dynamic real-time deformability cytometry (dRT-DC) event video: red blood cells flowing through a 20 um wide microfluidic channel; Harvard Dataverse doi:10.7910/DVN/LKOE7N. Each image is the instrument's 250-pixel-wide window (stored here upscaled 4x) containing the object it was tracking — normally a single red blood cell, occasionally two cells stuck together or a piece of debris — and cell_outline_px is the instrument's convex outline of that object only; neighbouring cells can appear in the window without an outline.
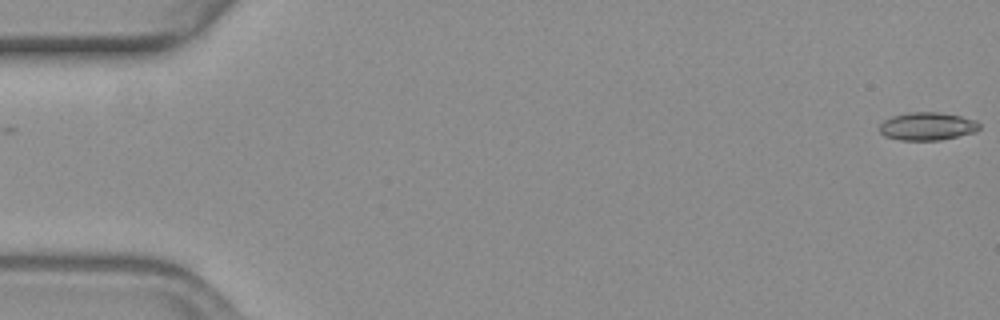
{"species": "common noctule bat (a hibernating species)", "species_latin": "Nyctalus noctula", "temperature_condition": "warm", "stored_images_in_passage": 13, "camera_frame_rate_fps": 3000, "um_per_image_px": 0.085, "animal": {"sex": "female", "body_mass_g": 19.3, "forearm_length_mm": 54.1}, "frame": {"image": 1, "passage_image": 1, "time_ms": 0.0, "image_size_px": [1000, 320], "cell_outline_px": [[980, 128], [976, 132], [940, 140], [900, 140], [884, 136], [880, 132], [880, 124], [884, 120], [892, 116], [908, 112], [940, 112], [960, 116], [976, 120], [980, 124]], "centroid_in_image_um": [78.83, 10.73], "position_along_channel_um": 6.2, "area_um2": 16.36}}